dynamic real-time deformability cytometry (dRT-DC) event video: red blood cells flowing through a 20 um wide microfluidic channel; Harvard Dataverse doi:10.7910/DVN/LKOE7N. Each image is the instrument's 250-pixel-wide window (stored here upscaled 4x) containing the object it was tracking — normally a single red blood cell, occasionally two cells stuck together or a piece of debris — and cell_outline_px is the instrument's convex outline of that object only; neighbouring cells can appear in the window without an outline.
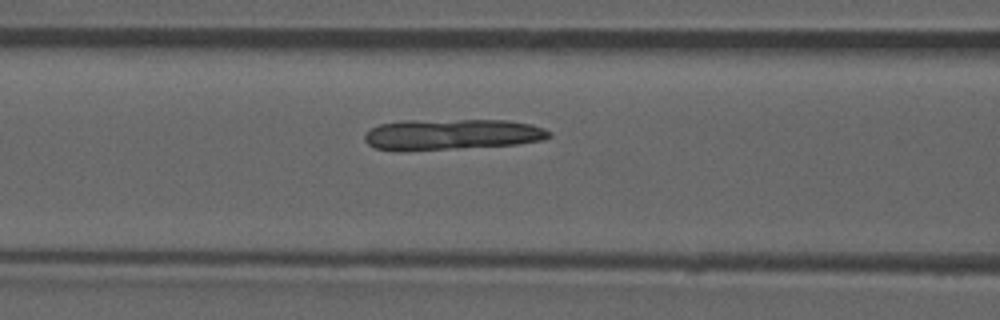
{"species": "common noctule bat (a hibernating species)", "species_latin": "Nyctalus noctula", "temperature_condition": "room temperature", "stored_images_in_passage": 37, "camera_frame_rate_fps": 3000, "um_per_image_px": 0.085, "animal": {"sex": "male", "forearm_length_mm": 52.5}, "frame": {"image": 1, "passage_image": 6, "time_ms": 1.667, "image_size_px": [1000, 320], "cell_outline_px": [[552, 136], [544, 140], [516, 144], [400, 152], [396, 152], [376, 148], [368, 144], [364, 140], [364, 136], [372, 128], [380, 124], [404, 120], [508, 120], [532, 124], [544, 128], [552, 132]], "centroid_in_image_um": [38.4, 11.43], "position_along_channel_um": 128.2, "area_um2": 33.52}}